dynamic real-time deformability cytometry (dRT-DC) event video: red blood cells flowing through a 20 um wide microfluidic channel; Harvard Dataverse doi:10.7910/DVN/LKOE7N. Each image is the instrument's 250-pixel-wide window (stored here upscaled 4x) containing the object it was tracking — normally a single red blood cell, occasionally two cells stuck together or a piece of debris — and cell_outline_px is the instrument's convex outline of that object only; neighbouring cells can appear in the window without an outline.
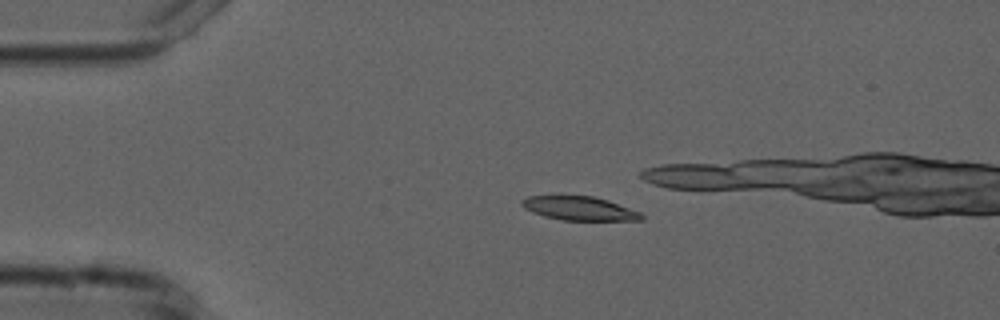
{"species": "common noctule bat (a hibernating species)", "species_latin": "Nyctalus noctula", "temperature_condition": "cold", "stored_images_in_passage": 6, "camera_frame_rate_fps": 3000, "um_per_image_px": 0.085, "animal": {"sex": "male", "forearm_length_mm": 52.5}, "frame": {"image": 1, "passage_image": 3, "time_ms": 3.333, "image_size_px": [1000, 320], "cell_outline_px": [[644, 220], [560, 220], [544, 216], [532, 212], [524, 208], [520, 204], [520, 200], [528, 196], [592, 196], [608, 200], [640, 212], [644, 216]], "centroid_in_image_um": [49.23, 17.72], "position_along_channel_um": 35.8, "area_um2": 16.59}}